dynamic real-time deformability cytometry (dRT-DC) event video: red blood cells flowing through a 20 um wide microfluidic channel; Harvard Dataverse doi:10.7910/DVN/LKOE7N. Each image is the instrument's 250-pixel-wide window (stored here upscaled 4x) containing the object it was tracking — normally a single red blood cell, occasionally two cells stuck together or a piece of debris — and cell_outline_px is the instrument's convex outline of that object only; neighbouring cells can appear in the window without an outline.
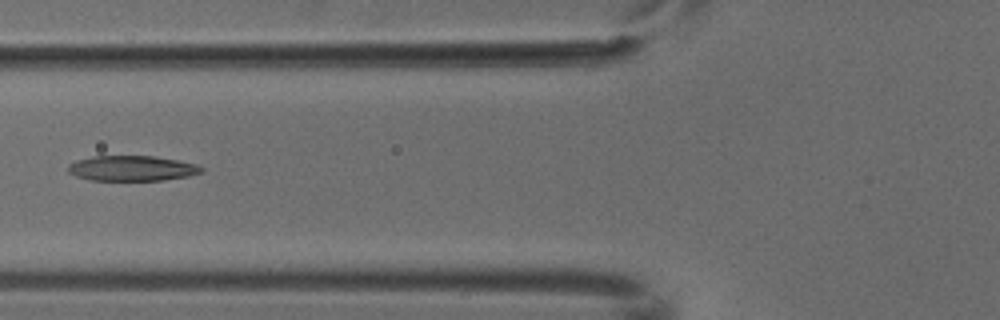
{"species": "common noctule bat (a hibernating species)", "species_latin": "Nyctalus noctula", "temperature_condition": "cold", "stored_images_in_passage": 6, "camera_frame_rate_fps": 3000, "um_per_image_px": 0.085, "animal": {"sex": "male", "body_mass_g": 18.8}, "frame": {"image": 1, "passage_image": 4, "time_ms": 1.0, "image_size_px": [1000, 320], "cell_outline_px": [[204, 172], [188, 176], [164, 180], [92, 180], [76, 176], [68, 172], [68, 164], [76, 160], [92, 156], [156, 156], [196, 164], [204, 168]], "centroid_in_image_um": [11.22, 14.3], "position_along_channel_um": 114.6, "area_um2": 19.65}}
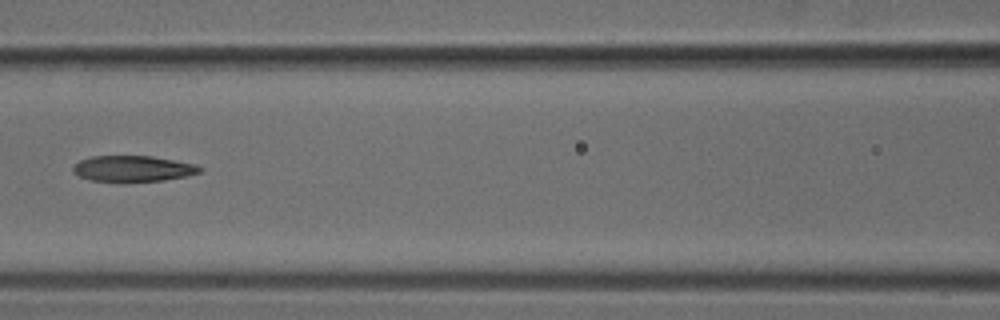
{"frame": {"image": 2, "passage_image": 5, "time_ms": 1.333, "image_size_px": [1000, 320], "cell_outline_px": [[204, 168], [200, 172], [188, 176], [164, 180], [124, 184], [92, 180], [80, 176], [72, 172], [72, 168], [80, 160], [92, 156], [152, 156], [196, 164]], "centroid_in_image_um": [11.32, 14.37], "position_along_channel_um": 155.3, "area_um2": 19.77}}
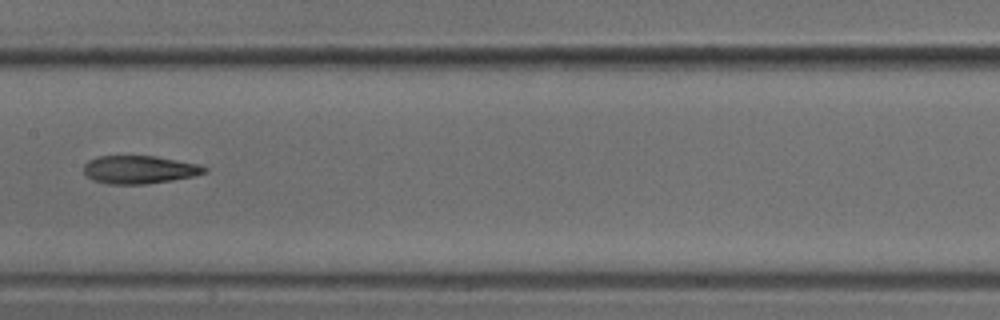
{"frame": {"image": 3, "passage_image": 6, "time_ms": 1.667, "image_size_px": [1000, 320], "cell_outline_px": [[208, 172], [192, 176], [172, 180], [144, 184], [108, 184], [92, 180], [84, 172], [84, 164], [88, 160], [96, 156], [156, 156], [200, 164], [208, 168]], "centroid_in_image_um": [11.85, 14.41], "position_along_channel_um": 195.5, "area_um2": 19.83}}